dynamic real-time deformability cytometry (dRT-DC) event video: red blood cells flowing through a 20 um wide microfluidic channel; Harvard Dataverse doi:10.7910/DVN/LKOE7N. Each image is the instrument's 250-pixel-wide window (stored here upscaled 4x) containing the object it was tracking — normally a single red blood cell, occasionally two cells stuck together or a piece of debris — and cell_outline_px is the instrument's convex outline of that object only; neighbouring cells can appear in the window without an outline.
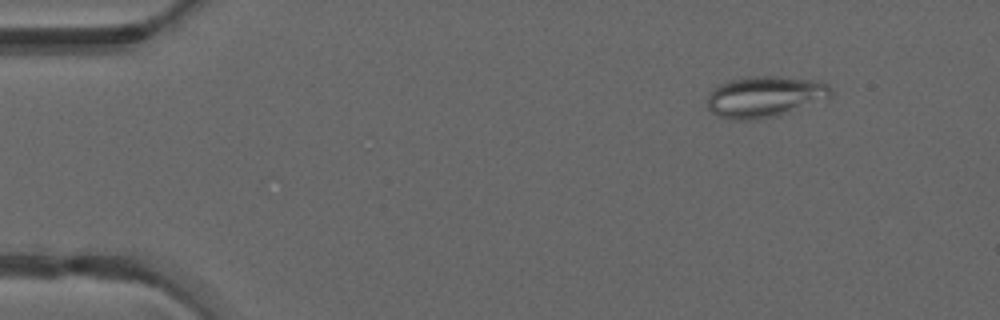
{"species": "common noctule bat (a hibernating species)", "species_latin": "Nyctalus noctula", "temperature_condition": "warm", "stored_images_in_passage": 49, "camera_frame_rate_fps": 3000, "um_per_image_px": 0.085, "animal": {"sex": "male", "forearm_length_mm": 52.5}, "frame": {"image": 1, "passage_image": 6, "time_ms": 1.667, "image_size_px": [1000, 320], "cell_outline_px": [[832, 96], [788, 112], [776, 116], [752, 120], [736, 120], [720, 116], [712, 112], [708, 108], [708, 92], [712, 88], [728, 80], [748, 76], [776, 76], [816, 80], [828, 84], [832, 92]], "centroid_in_image_um": [64.97, 8.2], "position_along_channel_um": 20.0, "area_um2": 29.54}}
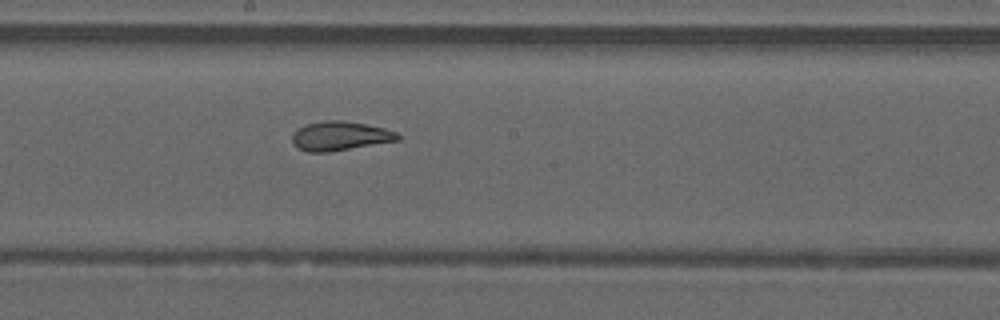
{"frame": {"image": 2, "passage_image": 27, "time_ms": 8.667, "image_size_px": [1000, 320], "cell_outline_px": [[404, 136], [400, 140], [328, 152], [308, 152], [292, 144], [292, 136], [304, 124], [324, 120], [344, 120], [384, 128], [396, 132]], "centroid_in_image_um": [28.94, 11.55], "position_along_channel_um": 219.3, "area_um2": 17.92}}
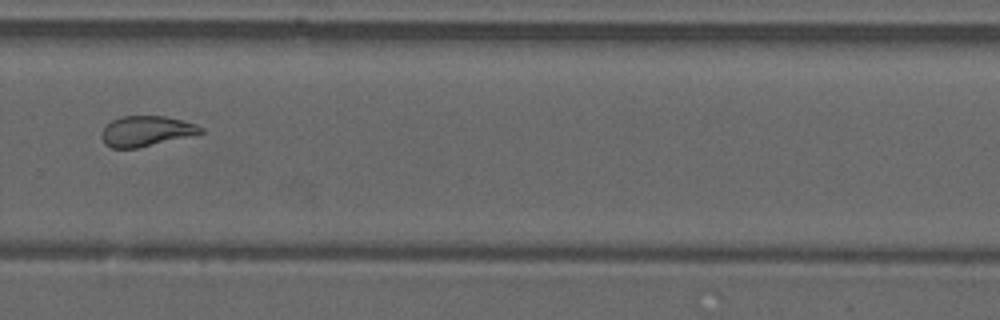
{"frame": {"image": 3, "passage_image": 34, "time_ms": 11.0, "image_size_px": [1000, 320], "cell_outline_px": [[204, 132], [136, 148], [112, 148], [104, 144], [100, 136], [100, 132], [112, 120], [124, 116], [164, 116], [196, 124], [204, 128]], "centroid_in_image_um": [12.38, 11.14], "position_along_channel_um": 317.4, "area_um2": 17.22}, "authors_computed_cell_mechanics": {"area_um2": 20.23, "velocity_mm_per_s": 4.2198, "shape_relaxation_time_tau1_ms": null, "shape_relaxation_time_tau2_ms": 1.5535, "deformation_change_tau1": null, "deformation_change_tau2": 0.0754}}